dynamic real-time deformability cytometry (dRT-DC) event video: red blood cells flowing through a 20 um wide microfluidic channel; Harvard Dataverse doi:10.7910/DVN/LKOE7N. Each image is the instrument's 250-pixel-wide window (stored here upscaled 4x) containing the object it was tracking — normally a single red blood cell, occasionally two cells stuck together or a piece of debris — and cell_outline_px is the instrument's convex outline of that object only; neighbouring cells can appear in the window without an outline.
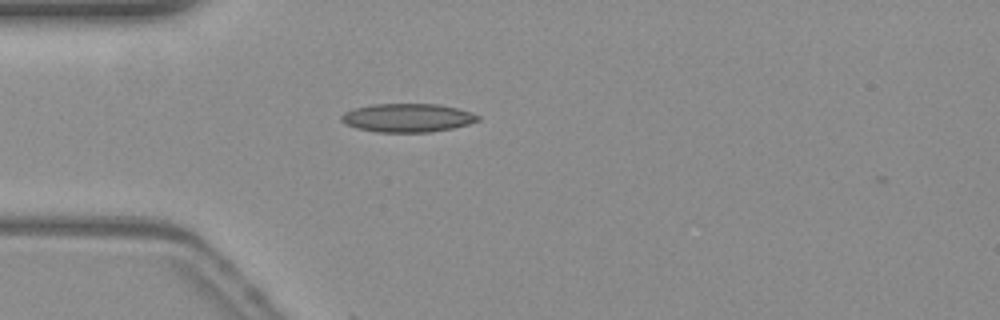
{"species": "common noctule bat (a hibernating species)", "species_latin": "Nyctalus noctula", "temperature_condition": "warm", "stored_images_in_passage": 14, "camera_frame_rate_fps": 3000, "um_per_image_px": 0.085, "animal": {"sex": "female", "body_mass_g": 19.3, "forearm_length_mm": 54.1}, "frame": {"image": 1, "passage_image": 1, "time_ms": 0.0, "image_size_px": [1000, 320], "cell_outline_px": [[480, 120], [468, 124], [452, 128], [428, 132], [376, 132], [356, 128], [340, 120], [340, 116], [344, 112], [356, 108], [372, 104], [440, 104], [456, 108], [480, 116]], "centroid_in_image_um": [34.62, 10.01], "position_along_channel_um": 50.4, "area_um2": 22.54}}
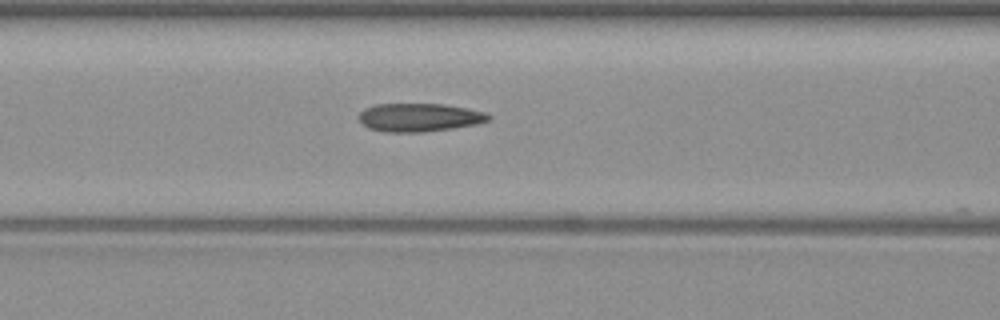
{"frame": {"image": 2, "passage_image": 8, "time_ms": 2.333, "image_size_px": [1000, 320], "cell_outline_px": [[492, 116], [488, 120], [476, 124], [452, 128], [424, 132], [384, 132], [368, 128], [360, 120], [360, 112], [364, 108], [376, 104], [444, 104], [484, 112]], "centroid_in_image_um": [35.62, 9.98], "position_along_channel_um": 131.0, "area_um2": 21.21}}
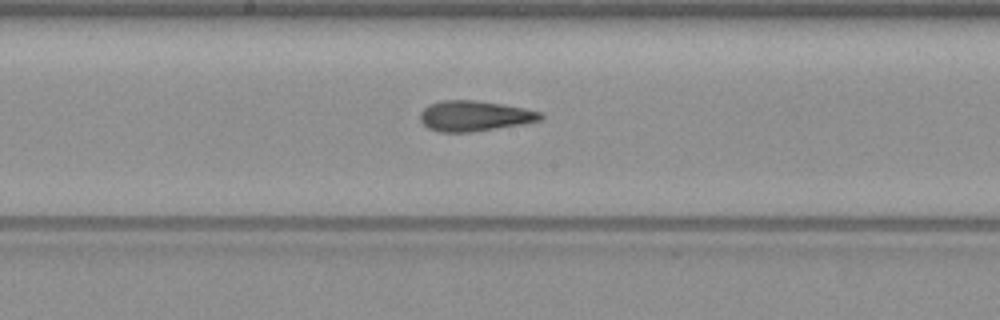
{"frame": {"image": 3, "passage_image": 14, "time_ms": 4.333, "image_size_px": [1000, 320], "cell_outline_px": [[544, 116], [540, 120], [520, 124], [468, 132], [440, 132], [428, 128], [420, 120], [420, 112], [424, 108], [440, 100], [476, 100], [500, 104], [540, 112]], "centroid_in_image_um": [40.27, 9.85], "position_along_channel_um": 207.9, "area_um2": 20.87}}